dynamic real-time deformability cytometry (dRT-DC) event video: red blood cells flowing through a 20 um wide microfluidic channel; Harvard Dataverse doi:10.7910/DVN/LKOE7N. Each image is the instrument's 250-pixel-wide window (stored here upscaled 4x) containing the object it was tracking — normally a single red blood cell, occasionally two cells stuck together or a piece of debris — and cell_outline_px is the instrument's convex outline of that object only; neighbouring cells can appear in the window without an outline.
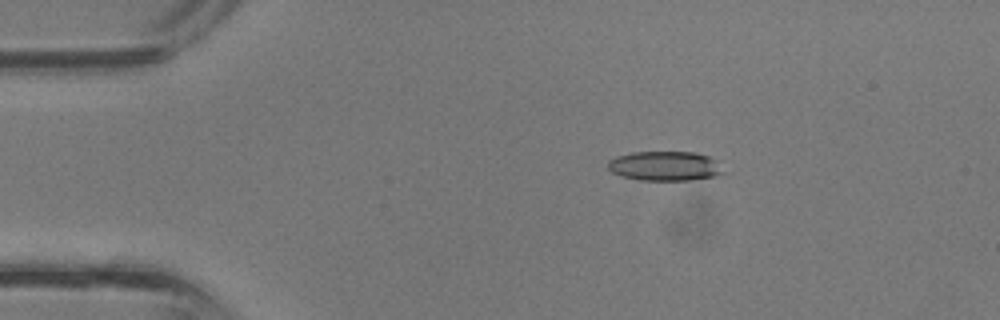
{"species": "common noctule bat (a hibernating species)", "species_latin": "Nyctalus noctula", "temperature_condition": "room temperature", "stored_images_in_passage": 38, "camera_frame_rate_fps": 3000, "um_per_image_px": 0.085, "animal": {"sex": "male", "body_mass_g": 13.3}, "frame": {"image": 1, "passage_image": 7, "time_ms": 2.0, "image_size_px": [1000, 320], "cell_outline_px": [[724, 172], [716, 176], [688, 180], [640, 180], [624, 176], [612, 172], [608, 168], [608, 160], [616, 156], [632, 152], [696, 152], [708, 156], [716, 160]], "centroid_in_image_um": [56.51, 14.1], "position_along_channel_um": 28.5, "area_um2": 19.77}}
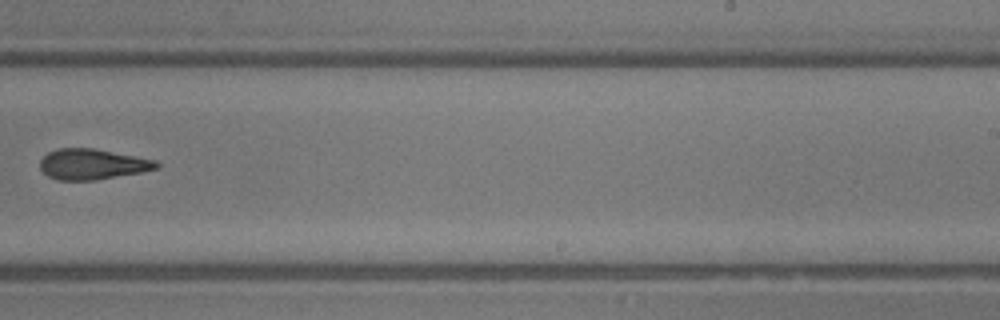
{"frame": {"image": 2, "passage_image": 24, "time_ms": 7.667, "image_size_px": [1000, 320], "cell_outline_px": [[160, 168], [140, 172], [96, 180], [56, 180], [48, 176], [40, 168], [40, 160], [48, 152], [60, 148], [92, 148], [136, 156], [156, 160], [160, 164]], "centroid_in_image_um": [7.85, 13.96], "position_along_channel_um": 281.1, "area_um2": 20.69}}
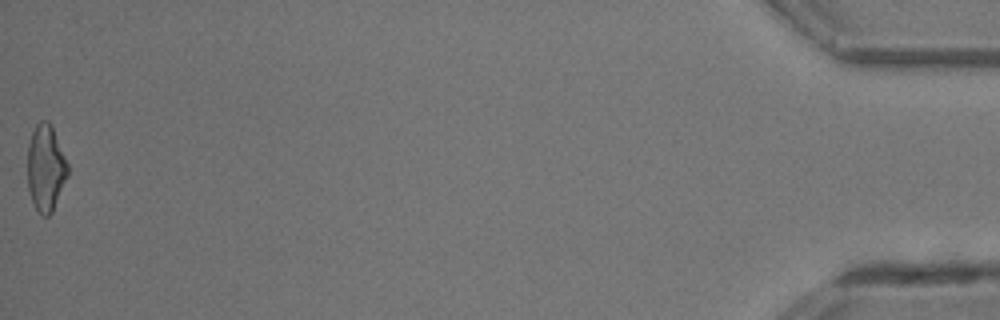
{"frame": {"image": 3, "passage_image": 38, "time_ms": 12.333, "image_size_px": [1000, 320], "cell_outline_px": [[68, 176], [52, 212], [48, 216], [40, 216], [32, 200], [28, 188], [28, 144], [32, 132], [36, 124], [40, 120], [48, 120], [52, 128], [68, 164]], "centroid_in_image_um": [3.88, 14.29], "position_along_channel_um": 431.3, "area_um2": 20.11}}